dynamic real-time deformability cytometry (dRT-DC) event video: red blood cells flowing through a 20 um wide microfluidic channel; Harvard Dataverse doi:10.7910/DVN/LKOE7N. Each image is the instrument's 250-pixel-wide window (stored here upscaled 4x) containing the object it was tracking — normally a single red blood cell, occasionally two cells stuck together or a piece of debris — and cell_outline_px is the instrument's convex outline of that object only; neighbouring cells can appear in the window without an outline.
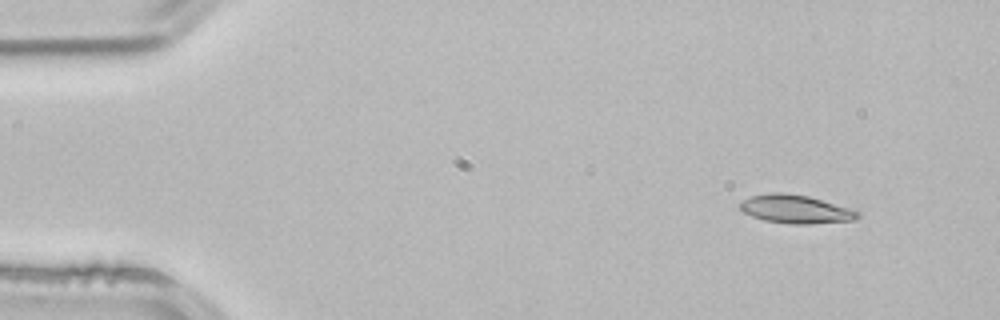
{"species": "common noctule bat (a hibernating species)", "species_latin": "Nyctalus noctula", "temperature_condition": "room temperature", "stored_images_in_passage": 3, "camera_frame_rate_fps": 3000, "um_per_image_px": 0.085, "animal": {"sex": "male", "body_mass_g": 21.5, "forearm_length_mm": 52.0}, "frame": {"image": 1, "passage_image": 1, "time_ms": 0.0, "image_size_px": [1000, 320], "cell_outline_px": [[860, 216], [856, 220], [808, 224], [792, 224], [764, 220], [752, 216], [744, 212], [740, 208], [740, 204], [744, 200], [752, 196], [772, 192], [784, 192], [808, 196], [852, 208], [860, 212]], "centroid_in_image_um": [67.69, 17.78], "position_along_channel_um": 17.3, "area_um2": 19.48}}
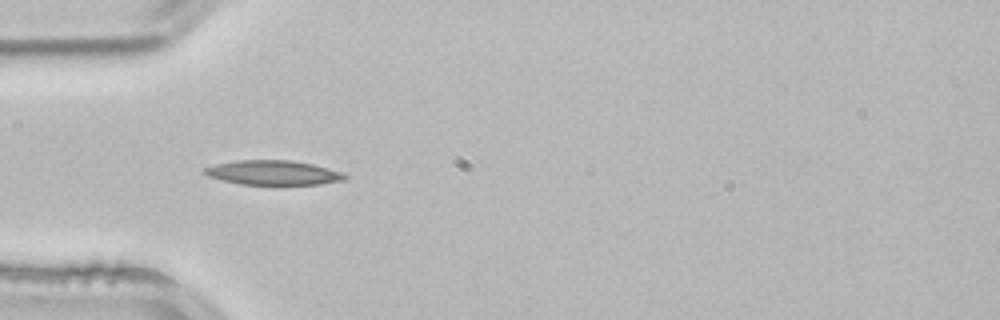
{"frame": {"image": 2, "passage_image": 3, "time_ms": 0.667, "image_size_px": [1000, 320], "cell_outline_px": [[348, 176], [344, 180], [320, 184], [276, 188], [240, 184], [220, 180], [208, 176], [200, 172], [204, 168], [216, 164], [236, 160], [292, 160], [312, 164], [344, 172]], "centroid_in_image_um": [23.22, 14.73], "position_along_channel_um": 61.8, "area_um2": 21.27}}